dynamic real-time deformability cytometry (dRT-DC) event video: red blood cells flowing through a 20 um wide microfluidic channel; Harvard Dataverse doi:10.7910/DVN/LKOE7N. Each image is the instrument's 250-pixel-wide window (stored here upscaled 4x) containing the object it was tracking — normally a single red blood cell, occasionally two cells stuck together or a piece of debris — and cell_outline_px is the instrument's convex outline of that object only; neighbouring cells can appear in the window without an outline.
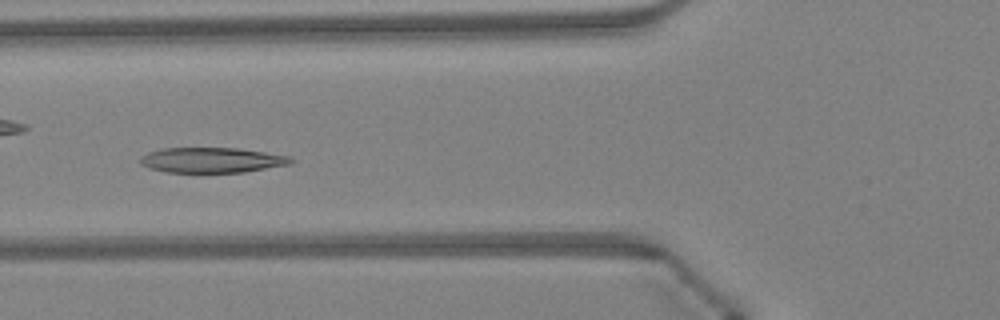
{"species": "Egyptian fruit bat (a non-hibernating species)", "species_latin": "Rousettus aegyptiacus", "temperature_condition": "warm", "stored_images_in_passage": 46, "camera_frame_rate_fps": 3000, "um_per_image_px": 0.085, "animal": {"sex": "female"}, "frame": {"image": 1, "passage_image": 17, "time_ms": 5.333, "image_size_px": [1000, 320], "cell_outline_px": [[296, 160], [292, 164], [244, 172], [164, 172], [148, 168], [140, 164], [140, 156], [148, 152], [160, 148], [240, 148], [292, 156]], "centroid_in_image_um": [18.03, 13.6], "position_along_channel_um": 107.8, "area_um2": 22.48}}
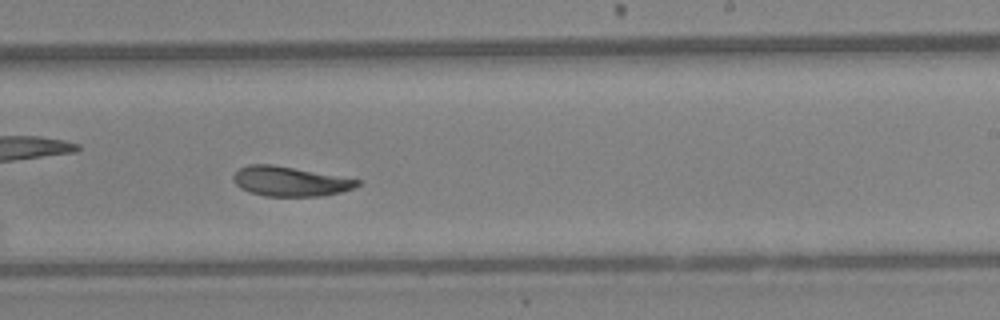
{"frame": {"image": 2, "passage_image": 28, "time_ms": 9.0, "image_size_px": [1000, 320], "cell_outline_px": [[360, 184], [352, 188], [340, 192], [324, 196], [264, 196], [248, 192], [240, 188], [232, 180], [232, 176], [240, 168], [248, 164], [272, 164], [360, 180]], "centroid_in_image_um": [24.59, 15.42], "position_along_channel_um": 264.4, "area_um2": 21.33}}
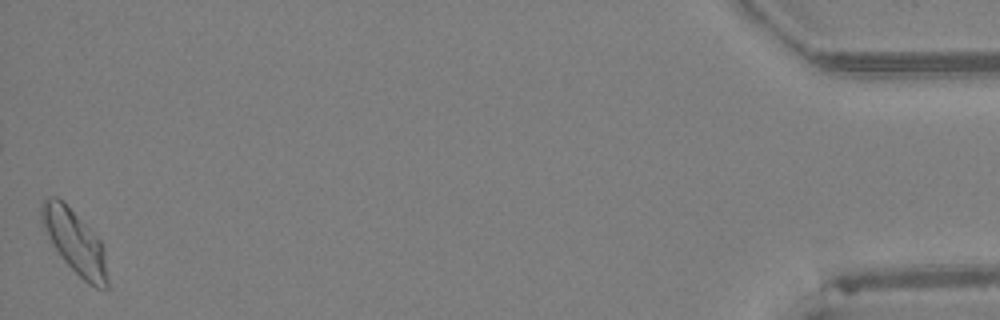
{"frame": {"image": 3, "passage_image": 46, "time_ms": 15.0, "image_size_px": [1000, 320], "cell_outline_px": [[108, 288], [96, 288], [88, 284], [60, 256], [52, 244], [40, 224], [40, 200], [48, 196], [56, 196], [100, 240], [104, 248], [108, 280]], "centroid_in_image_um": [6.31, 20.56], "position_along_channel_um": 428.9, "area_um2": 24.1}, "authors_computed_cell_mechanics": {"area_um2": 22.8599, "velocity_mm_per_s": 4.2853, "shape_relaxation_time_tau1_ms": 5.6024, "shape_relaxation_time_tau2_ms": 3.4967, "deformation_change_tau1": 0.1662, "deformation_change_tau2": 0.075}}